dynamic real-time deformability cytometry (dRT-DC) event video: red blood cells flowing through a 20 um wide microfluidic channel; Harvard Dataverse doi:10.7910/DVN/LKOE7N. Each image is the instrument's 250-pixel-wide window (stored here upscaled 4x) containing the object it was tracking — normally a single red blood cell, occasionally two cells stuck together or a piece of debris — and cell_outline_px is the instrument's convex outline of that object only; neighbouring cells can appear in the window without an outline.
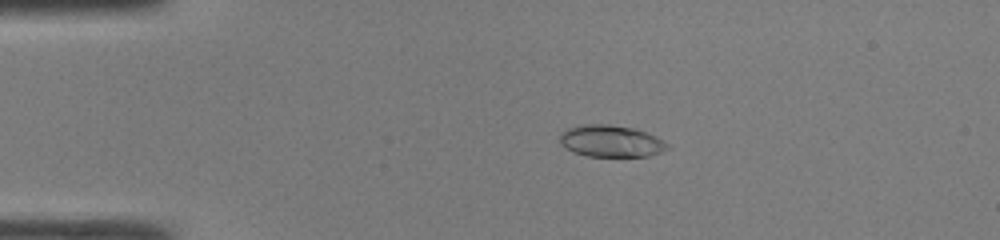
{"species": "common noctule bat (a hibernating species)", "species_latin": "Nyctalus noctula", "temperature_condition": "room temperature", "stored_images_in_passage": 45, "camera_frame_rate_fps": 3000, "um_per_image_px": 0.085, "animal": {"sex": "male", "body_mass_g": 19.0, "forearm_length_mm": 50.8}, "frame": {"image": 1, "passage_image": 8, "time_ms": 2.333, "image_size_px": [1000, 240], "cell_outline_px": [[672, 148], [648, 156], [588, 156], [572, 152], [560, 144], [560, 132], [564, 128], [584, 124], [608, 124], [636, 128], [656, 136], [664, 140]], "centroid_in_image_um": [51.93, 11.98], "position_along_channel_um": 33.1, "area_um2": 20.29}}
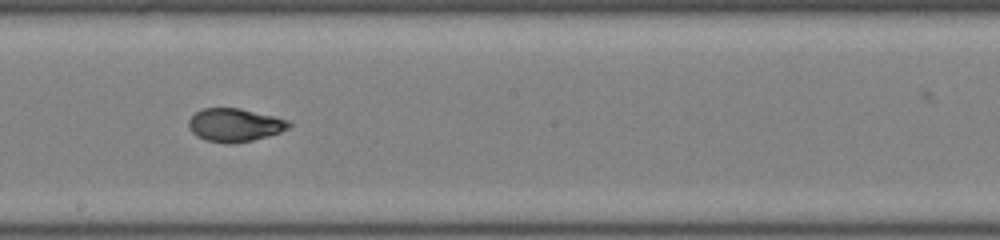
{"frame": {"image": 2, "passage_image": 25, "time_ms": 8.0, "image_size_px": [1000, 240], "cell_outline_px": [[292, 124], [288, 128], [280, 132], [268, 136], [252, 140], [232, 144], [224, 144], [204, 140], [196, 136], [188, 128], [188, 120], [196, 112], [204, 108], [240, 108], [288, 120]], "centroid_in_image_um": [19.92, 10.64], "position_along_channel_um": 228.3, "area_um2": 19.48}}
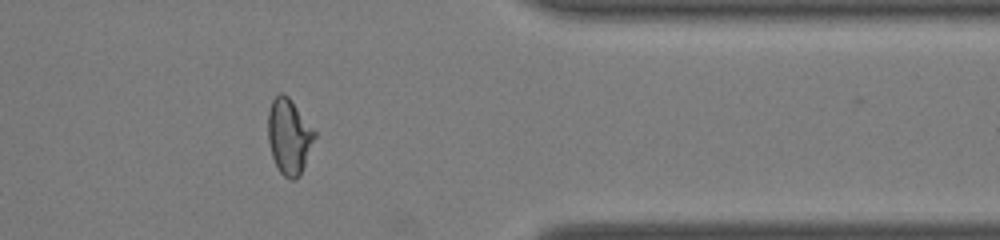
{"frame": {"image": 3, "passage_image": 37, "time_ms": 12.0, "image_size_px": [1000, 240], "cell_outline_px": [[316, 136], [300, 176], [292, 180], [288, 180], [280, 172], [272, 156], [268, 140], [268, 108], [272, 100], [280, 92], [288, 96], [316, 132]], "centroid_in_image_um": [24.56, 11.6], "position_along_channel_um": 386.8, "area_um2": 20.4}, "authors_computed_cell_mechanics": {"area_um2": 20.1144, "velocity_mm_per_s": 4.3075, "shape_relaxation_time_tau1_ms": 6.1914, "shape_relaxation_time_tau2_ms": 0.9171, "deformation_change_tau1": 0.2135, "deformation_change_tau2": 0.0492}}